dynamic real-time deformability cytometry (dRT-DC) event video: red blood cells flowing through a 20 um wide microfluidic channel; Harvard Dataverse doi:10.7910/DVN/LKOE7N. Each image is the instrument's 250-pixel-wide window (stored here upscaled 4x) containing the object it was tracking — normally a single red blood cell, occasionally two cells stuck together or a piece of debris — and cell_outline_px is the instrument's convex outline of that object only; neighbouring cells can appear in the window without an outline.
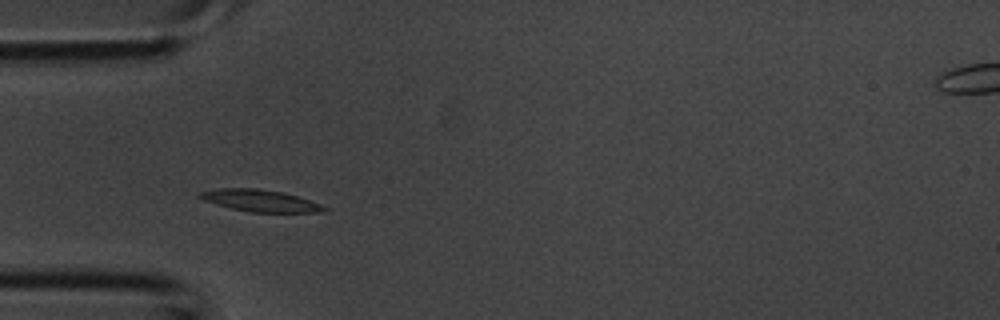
{"species": "common noctule bat (a hibernating species)", "species_latin": "Nyctalus noctula", "temperature_condition": "room temperature", "stored_images_in_passage": 2, "camera_frame_rate_fps": 3000, "um_per_image_px": 0.085, "animal": {"sex": "male", "body_mass_g": 20.1, "forearm_length_mm": 53.5}, "frame": {"image": 1, "passage_image": 2, "time_ms": 0.333, "image_size_px": [1000, 320], "cell_outline_px": [[328, 208], [320, 212], [248, 212], [216, 204], [204, 200], [196, 196], [200, 192], [216, 188], [256, 188], [284, 192], [320, 204]], "centroid_in_image_um": [22.07, 17.04], "position_along_channel_um": 62.9, "area_um2": 15.72}}